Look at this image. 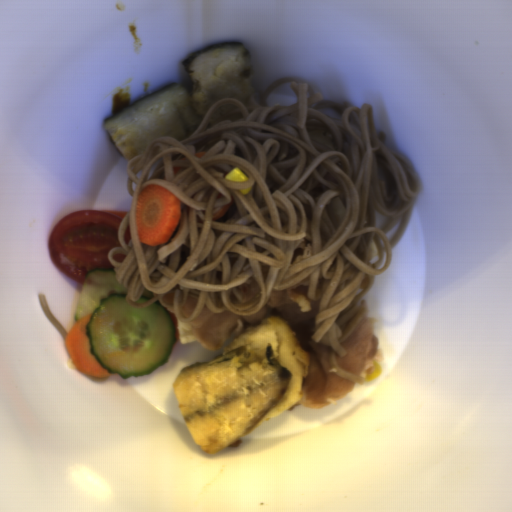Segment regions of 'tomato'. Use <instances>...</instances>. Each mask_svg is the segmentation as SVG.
<instances>
[{"label":"tomato","instance_id":"tomato-1","mask_svg":"<svg viewBox=\"0 0 512 512\" xmlns=\"http://www.w3.org/2000/svg\"><path fill=\"white\" fill-rule=\"evenodd\" d=\"M124 218L95 209L73 211L61 218L48 237L49 257L59 271L83 286L95 267L115 269L108 254L123 247L118 240Z\"/></svg>","mask_w":512,"mask_h":512}]
</instances>
